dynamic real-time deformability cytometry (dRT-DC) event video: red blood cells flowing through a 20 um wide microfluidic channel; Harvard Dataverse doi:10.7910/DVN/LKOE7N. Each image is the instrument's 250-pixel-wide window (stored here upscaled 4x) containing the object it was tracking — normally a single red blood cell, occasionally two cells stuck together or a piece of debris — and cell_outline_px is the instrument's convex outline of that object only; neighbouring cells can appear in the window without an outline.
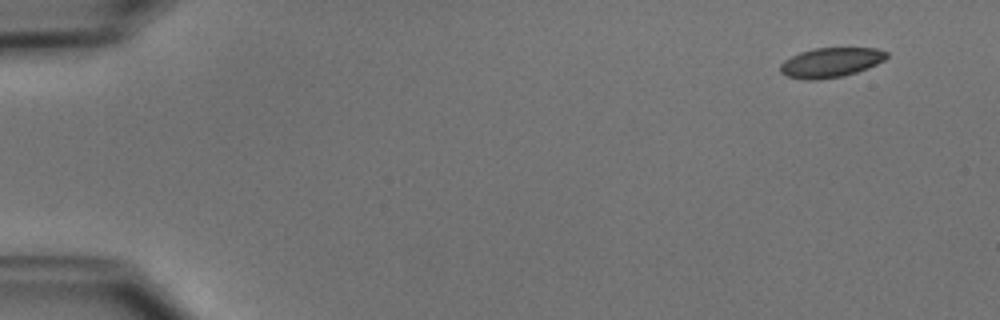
{"species": "common noctule bat (a hibernating species)", "species_latin": "Nyctalus noctula", "temperature_condition": "cold", "stored_images_in_passage": 47, "camera_frame_rate_fps": 3000, "um_per_image_px": 0.085, "animal": {"sex": "male", "body_mass_g": 15.6}, "frame": {"image": 1, "passage_image": 1, "time_ms": 0.0, "image_size_px": [1000, 320], "cell_outline_px": [[888, 56], [884, 60], [868, 68], [844, 76], [816, 80], [804, 80], [788, 76], [780, 72], [780, 64], [784, 60], [800, 52], [812, 48], [876, 48], [888, 52]], "centroid_in_image_um": [70.61, 5.31], "position_along_channel_um": 14.4, "area_um2": 18.44}}
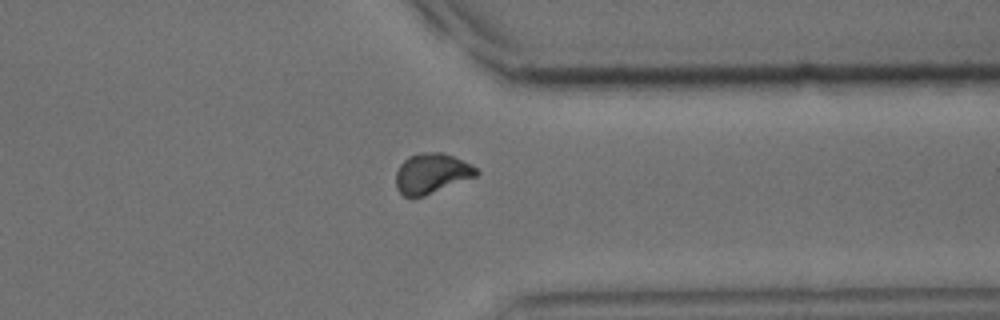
{"frame": {"image": 2, "passage_image": 38, "time_ms": 12.333, "image_size_px": [1000, 320], "cell_outline_px": [[480, 172], [476, 176], [424, 196], [404, 196], [396, 188], [396, 172], [400, 164], [408, 156], [424, 152], [440, 152], [452, 156], [472, 164]], "centroid_in_image_um": [36.68, 14.73], "position_along_channel_um": 374.7, "area_um2": 18.67}}
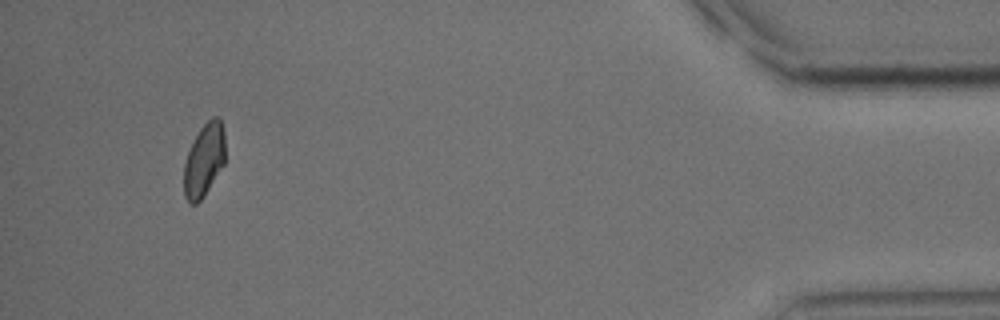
{"frame": {"image": 3, "passage_image": 46, "time_ms": 15.0, "image_size_px": [1000, 320], "cell_outline_px": [[224, 164], [204, 196], [196, 204], [188, 204], [184, 196], [184, 164], [188, 152], [200, 128], [212, 116], [220, 116], [224, 132]], "centroid_in_image_um": [17.34, 13.61], "position_along_channel_um": 417.9, "area_um2": 17.57}}